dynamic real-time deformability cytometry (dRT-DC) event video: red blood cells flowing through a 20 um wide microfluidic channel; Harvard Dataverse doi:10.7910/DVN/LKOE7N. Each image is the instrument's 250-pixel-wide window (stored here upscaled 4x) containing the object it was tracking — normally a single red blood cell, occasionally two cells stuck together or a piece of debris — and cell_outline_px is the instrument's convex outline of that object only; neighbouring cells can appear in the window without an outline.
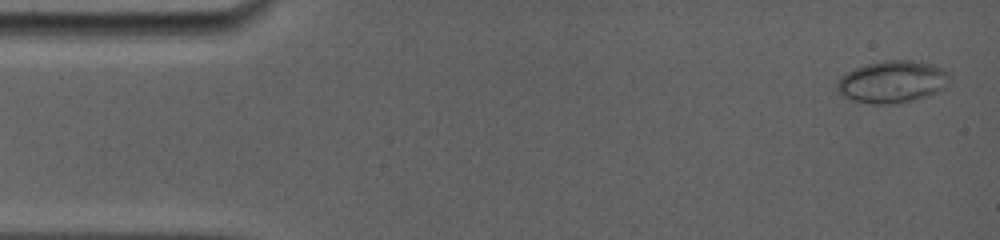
{"species": "common noctule bat (a hibernating species)", "species_latin": "Nyctalus noctula", "temperature_condition": "room temperature", "stored_images_in_passage": 125, "camera_frame_rate_fps": 5000, "um_per_image_px": 0.085, "animal": {"sex": "female", "body_mass_g": 19.0, "forearm_length_mm": 56.7}, "frame": {"image": 1, "passage_image": 2, "time_ms": 0.4, "image_size_px": [1000, 240], "cell_outline_px": [[948, 80], [944, 88], [936, 92], [916, 100], [896, 104], [876, 104], [852, 100], [836, 92], [836, 80], [844, 72], [868, 64], [884, 60], [912, 60], [932, 64], [944, 68], [948, 72]], "centroid_in_image_um": [75.81, 6.95], "position_along_channel_um": 9.2, "area_um2": 27.86}}
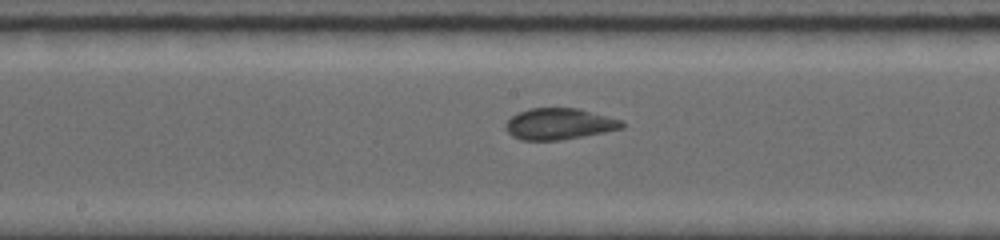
{"frame": {"image": 2, "passage_image": 66, "time_ms": 8.4, "image_size_px": [1000, 240], "cell_outline_px": [[624, 128], [584, 136], [560, 140], [520, 140], [512, 136], [504, 128], [504, 124], [512, 116], [528, 108], [580, 108], [624, 120]], "centroid_in_image_um": [47.55, 10.53], "position_along_channel_um": 200.6, "area_um2": 21.44}}
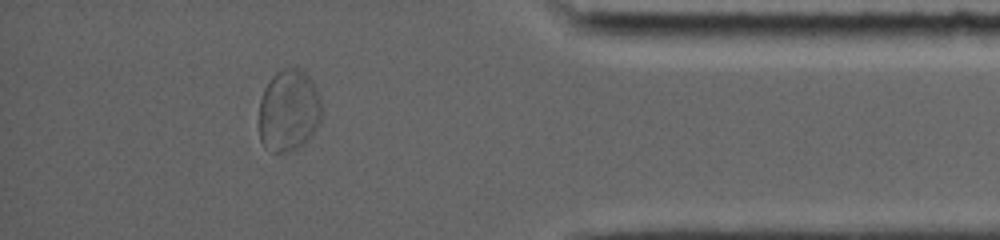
{"frame": {"image": 3, "passage_image": 106, "time_ms": 14.4, "image_size_px": [1000, 240], "cell_outline_px": [[324, 112], [312, 136], [308, 140], [296, 148], [288, 152], [272, 152], [264, 148], [260, 140], [260, 100], [264, 88], [272, 76], [276, 72], [284, 68], [296, 68], [304, 72], [312, 80], [320, 96]], "centroid_in_image_um": [24.56, 9.41], "position_along_channel_um": 410.6, "area_um2": 30.23}}